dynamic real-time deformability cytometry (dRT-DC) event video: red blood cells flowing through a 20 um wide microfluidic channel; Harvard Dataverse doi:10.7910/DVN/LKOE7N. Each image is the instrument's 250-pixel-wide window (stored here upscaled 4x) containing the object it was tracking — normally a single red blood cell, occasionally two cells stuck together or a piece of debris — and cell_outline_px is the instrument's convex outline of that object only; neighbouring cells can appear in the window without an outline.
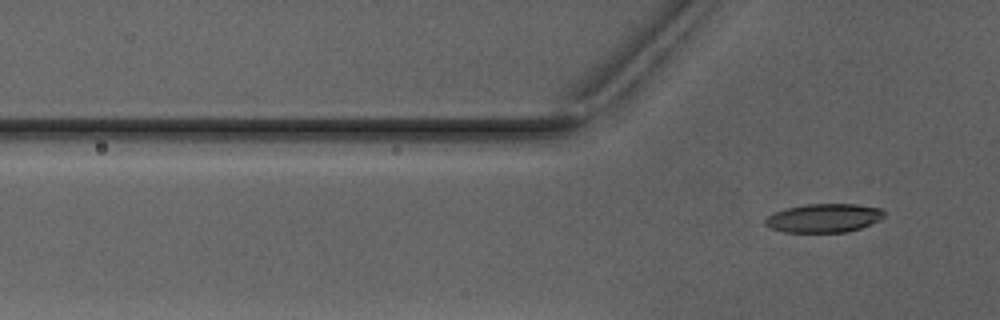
{"species": "Egyptian fruit bat (a non-hibernating species)", "species_latin": "Rousettus aegyptiacus", "temperature_condition": "warm", "stored_images_in_passage": 4, "camera_frame_rate_fps": 3000, "um_per_image_px": 0.085, "animal": {"sex": "male"}, "frame": {"image": 1, "passage_image": 4, "time_ms": 4.667, "image_size_px": [1000, 320], "cell_outline_px": [[884, 216], [880, 220], [860, 228], [844, 232], [784, 232], [772, 228], [764, 224], [764, 220], [768, 216], [784, 208], [808, 204], [856, 204], [880, 208], [884, 212]], "centroid_in_image_um": [70.02, 18.53], "position_along_channel_um": 55.8, "area_um2": 19.77}}